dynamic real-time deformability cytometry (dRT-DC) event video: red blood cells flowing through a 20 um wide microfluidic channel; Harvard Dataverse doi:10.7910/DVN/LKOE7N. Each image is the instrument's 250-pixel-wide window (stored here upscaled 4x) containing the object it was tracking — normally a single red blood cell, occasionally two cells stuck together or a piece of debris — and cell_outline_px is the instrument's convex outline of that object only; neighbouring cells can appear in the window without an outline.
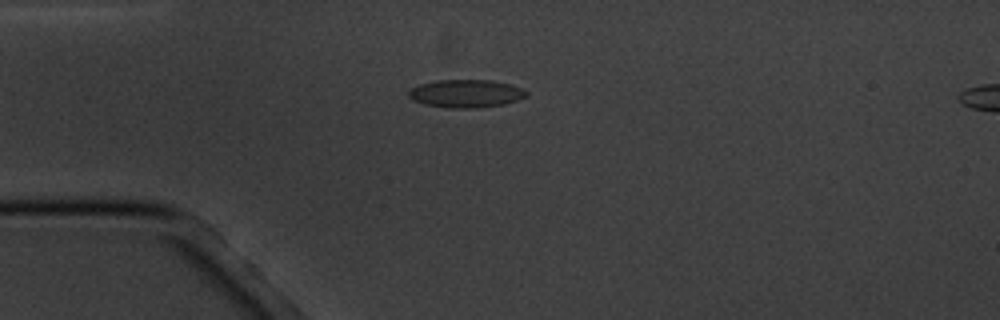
{"species": "common noctule bat (a hibernating species)", "species_latin": "Nyctalus noctula", "temperature_condition": "cold", "stored_images_in_passage": 4, "camera_frame_rate_fps": 3000, "um_per_image_px": 0.085, "animal": {"sex": "male", "body_mass_g": 20.1, "forearm_length_mm": 53.5}, "frame": {"image": 1, "passage_image": 3, "time_ms": 3.0, "image_size_px": [1000, 320], "cell_outline_px": [[528, 96], [504, 104], [472, 108], [448, 108], [424, 104], [412, 100], [408, 96], [408, 92], [412, 88], [420, 84], [436, 80], [492, 80], [508, 84], [520, 88], [528, 92]], "centroid_in_image_um": [39.58, 7.95], "position_along_channel_um": 45.4, "area_um2": 19.07}}